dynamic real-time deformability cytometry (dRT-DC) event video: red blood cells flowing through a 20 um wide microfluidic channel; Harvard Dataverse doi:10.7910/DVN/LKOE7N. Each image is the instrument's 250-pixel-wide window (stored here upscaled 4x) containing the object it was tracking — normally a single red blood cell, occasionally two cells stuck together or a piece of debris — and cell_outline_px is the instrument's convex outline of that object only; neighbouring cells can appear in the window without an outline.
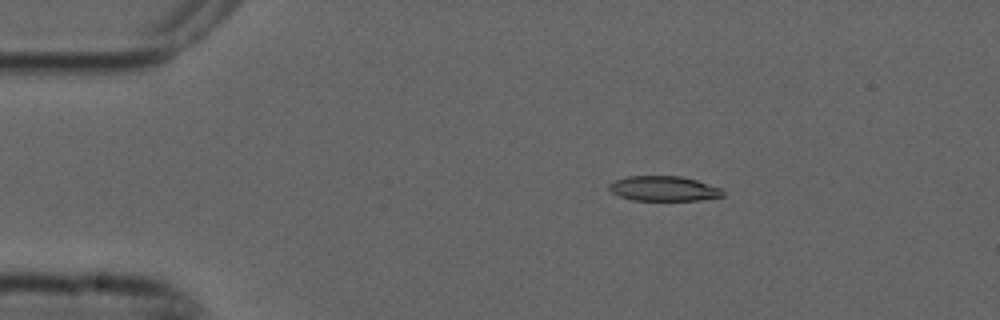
{"species": "common noctule bat (a hibernating species)", "species_latin": "Nyctalus noctula", "temperature_condition": "cold", "stored_images_in_passage": 8, "camera_frame_rate_fps": 3000, "um_per_image_px": 0.085, "animal": {"sex": "male", "forearm_length_mm": 52.5}, "frame": {"image": 1, "passage_image": 2, "time_ms": 0.333, "image_size_px": [1000, 320], "cell_outline_px": [[724, 196], [700, 200], [632, 200], [620, 196], [612, 192], [608, 188], [608, 184], [616, 180], [628, 176], [680, 176], [696, 180], [720, 188], [724, 192]], "centroid_in_image_um": [56.41, 16.03], "position_along_channel_um": 28.6, "area_um2": 16.42}}
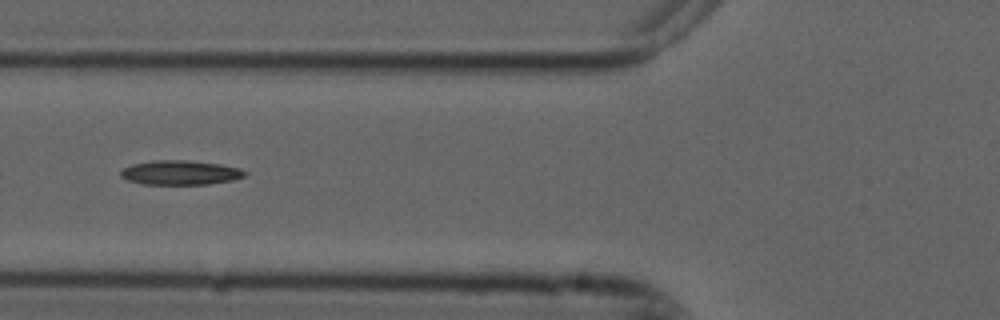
{"frame": {"image": 2, "passage_image": 5, "time_ms": 1.333, "image_size_px": [1000, 320], "cell_outline_px": [[248, 172], [244, 176], [232, 180], [208, 184], [144, 184], [128, 180], [120, 176], [120, 172], [124, 168], [132, 164], [152, 160], [184, 160], [220, 164], [240, 168]], "centroid_in_image_um": [15.32, 14.67], "position_along_channel_um": 110.5, "area_um2": 17.57}}
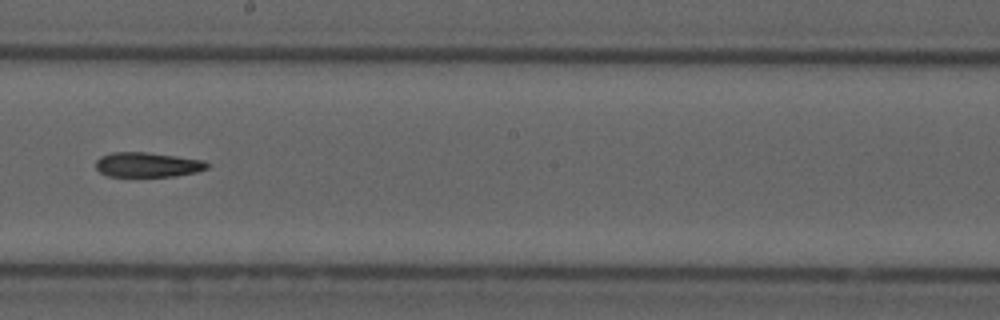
{"frame": {"image": 3, "passage_image": 8, "time_ms": 2.333, "image_size_px": [1000, 320], "cell_outline_px": [[208, 168], [196, 172], [176, 176], [108, 176], [100, 172], [96, 168], [96, 160], [100, 156], [112, 152], [148, 152], [204, 160], [208, 164]], "centroid_in_image_um": [12.53, 13.99], "position_along_channel_um": 235.7, "area_um2": 16.07}}